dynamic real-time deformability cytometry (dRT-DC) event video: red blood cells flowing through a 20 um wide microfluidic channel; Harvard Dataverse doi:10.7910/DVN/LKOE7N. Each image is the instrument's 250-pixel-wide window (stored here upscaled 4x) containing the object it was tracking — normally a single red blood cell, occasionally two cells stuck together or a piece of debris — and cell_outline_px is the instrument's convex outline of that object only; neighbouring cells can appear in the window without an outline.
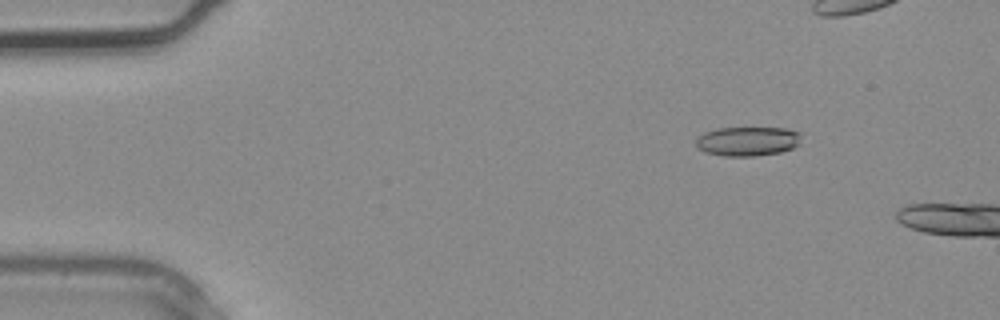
{"species": "common noctule bat (a hibernating species)", "species_latin": "Nyctalus noctula", "temperature_condition": "warm", "stored_images_in_passage": 2, "camera_frame_rate_fps": 3000, "um_per_image_px": 0.085, "animal": {"sex": "male", "body_mass_g": 20.4}, "frame": {"image": 1, "passage_image": 1, "time_ms": 0.0, "image_size_px": [1000, 320], "cell_outline_px": [[800, 144], [792, 148], [780, 152], [756, 156], [724, 156], [704, 152], [696, 144], [696, 140], [704, 132], [716, 128], [784, 128], [800, 132]], "centroid_in_image_um": [63.56, 12.0], "position_along_channel_um": 21.4, "area_um2": 17.98}}